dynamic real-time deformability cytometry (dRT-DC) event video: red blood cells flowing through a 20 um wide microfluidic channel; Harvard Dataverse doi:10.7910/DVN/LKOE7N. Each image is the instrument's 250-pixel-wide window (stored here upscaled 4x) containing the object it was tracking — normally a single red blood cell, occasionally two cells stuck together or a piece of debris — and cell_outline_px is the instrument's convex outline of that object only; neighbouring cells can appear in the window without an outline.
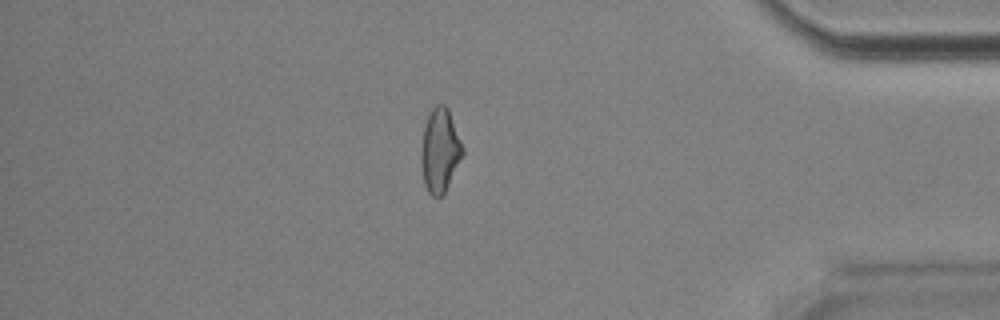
{"species": "Egyptian fruit bat (a non-hibernating species)", "species_latin": "Rousettus aegyptiacus", "temperature_condition": "room temperature", "stored_images_in_passage": 52, "camera_frame_rate_fps": 3000, "um_per_image_px": 0.085, "animal": {"sex": "male"}, "frame": {"image": 1, "passage_image": 45, "time_ms": 14.667, "image_size_px": [1000, 320], "cell_outline_px": [[464, 152], [444, 192], [440, 196], [432, 196], [428, 192], [424, 184], [420, 160], [420, 152], [424, 124], [428, 112], [436, 104], [444, 104], [448, 108], [464, 148]], "centroid_in_image_um": [37.37, 12.73], "position_along_channel_um": 397.8, "area_um2": 20.29}, "authors_computed_cell_mechanics": {"area_um2": 20.6924, "velocity_mm_per_s": 3.9106, "shape_relaxation_time_tau1_ms": null, "shape_relaxation_time_tau2_ms": 1.6904, "deformation_change_tau1": null, "deformation_change_tau2": 0.0944}}